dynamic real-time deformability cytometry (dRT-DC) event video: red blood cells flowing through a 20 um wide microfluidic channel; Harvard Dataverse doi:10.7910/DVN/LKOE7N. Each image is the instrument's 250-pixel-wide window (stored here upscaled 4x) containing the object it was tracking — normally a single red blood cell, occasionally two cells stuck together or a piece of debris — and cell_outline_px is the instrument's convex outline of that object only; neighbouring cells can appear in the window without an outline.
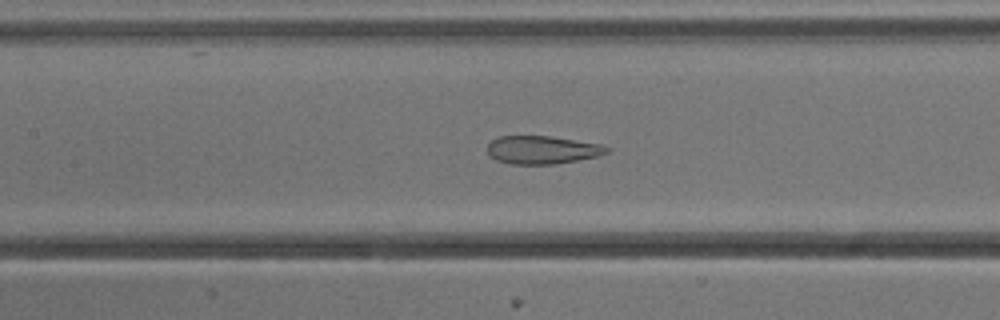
{"species": "common noctule bat (a hibernating species)", "species_latin": "Nyctalus noctula", "temperature_condition": "cold", "stored_images_in_passage": 39, "camera_frame_rate_fps": 3000, "um_per_image_px": 0.085, "animal": {"sex": "male", "body_mass_g": 13.3}, "frame": {"image": 1, "passage_image": 10, "time_ms": 3.0, "image_size_px": [1000, 320], "cell_outline_px": [[608, 152], [600, 156], [552, 164], [512, 164], [496, 160], [488, 152], [488, 144], [496, 136], [552, 136], [600, 144], [608, 148]], "centroid_in_image_um": [46.08, 12.73], "position_along_channel_um": 161.3, "area_um2": 19.42}}
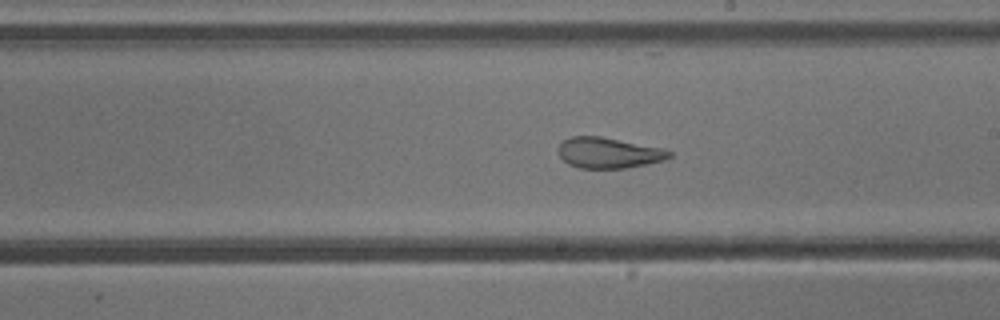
{"frame": {"image": 2, "passage_image": 16, "time_ms": 5.0, "image_size_px": [1000, 320], "cell_outline_px": [[672, 156], [664, 160], [628, 168], [580, 168], [568, 164], [560, 156], [560, 144], [564, 140], [572, 136], [600, 136], [664, 148], [672, 152]], "centroid_in_image_um": [51.77, 12.99], "position_along_channel_um": 237.2, "area_um2": 19.77}}
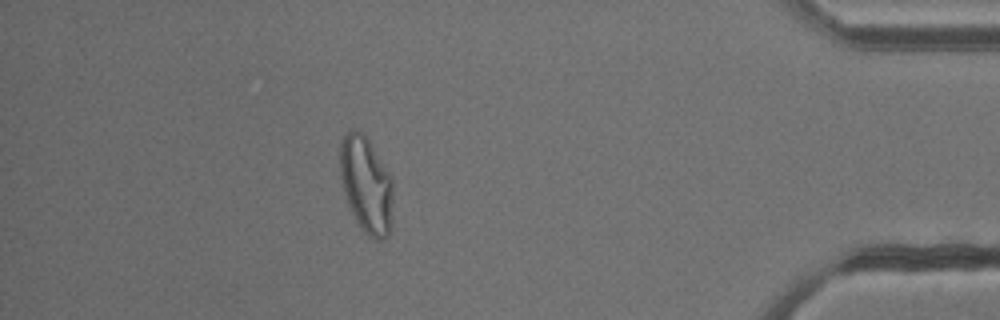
{"frame": {"image": 3, "passage_image": 33, "time_ms": 10.667, "image_size_px": [1000, 320], "cell_outline_px": [[392, 200], [388, 236], [380, 240], [376, 240], [368, 236], [352, 212], [348, 204], [344, 192], [340, 176], [340, 144], [348, 128], [352, 128], [360, 132], [368, 140], [392, 180]], "centroid_in_image_um": [31.1, 15.68], "position_along_channel_um": 404.1, "area_um2": 29.02}, "authors_computed_cell_mechanics": {"area_um2": 23.2356, "velocity_mm_per_s": 3.8114, "shape_relaxation_time_tau1_ms": null, "shape_relaxation_time_tau2_ms": 1.4399, "deformation_change_tau1": null, "deformation_change_tau2": 0.0909}}